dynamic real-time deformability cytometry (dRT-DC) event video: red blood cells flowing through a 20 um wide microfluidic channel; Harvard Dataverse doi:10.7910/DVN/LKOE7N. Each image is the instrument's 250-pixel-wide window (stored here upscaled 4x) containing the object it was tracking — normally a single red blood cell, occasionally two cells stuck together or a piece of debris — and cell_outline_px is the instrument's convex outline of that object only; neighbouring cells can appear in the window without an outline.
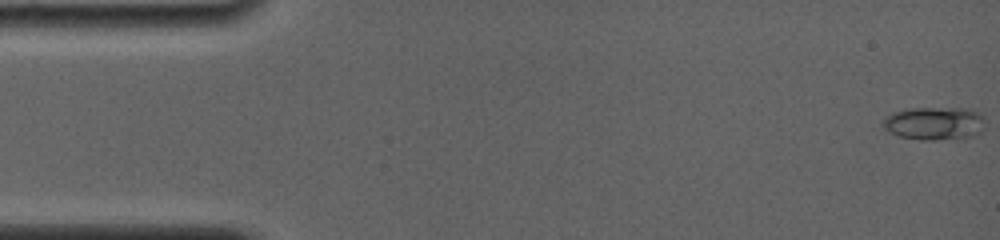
{"species": "common noctule bat (a hibernating species)", "species_latin": "Nyctalus noctula", "temperature_condition": "room temperature", "stored_images_in_passage": 42, "camera_frame_rate_fps": 4000, "um_per_image_px": 0.085, "animal": {"sex": "female", "body_mass_g": 19.0, "forearm_length_mm": 56.7}, "frame": {"image": 1, "passage_image": 1, "time_ms": 0.0, "image_size_px": [1000, 240], "cell_outline_px": [[984, 116], [980, 132], [972, 136], [936, 140], [920, 140], [900, 136], [888, 132], [884, 128], [880, 120], [892, 112], [908, 108], [964, 108], [976, 112]], "centroid_in_image_um": [79.34, 10.48], "position_along_channel_um": 5.7, "area_um2": 19.71}}
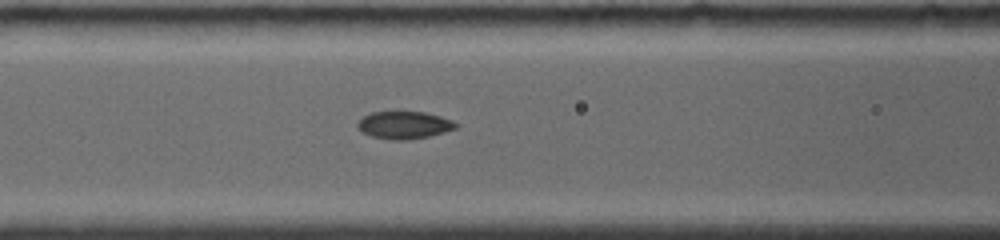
{"frame": {"image": 2, "passage_image": 20, "time_ms": 6.5, "image_size_px": [1000, 240], "cell_outline_px": [[460, 124], [456, 128], [444, 132], [428, 136], [408, 140], [392, 140], [372, 136], [356, 128], [356, 124], [364, 116], [372, 112], [424, 112], [440, 116], [452, 120]], "centroid_in_image_um": [34.37, 10.63], "position_along_channel_um": 132.2, "area_um2": 15.66}}
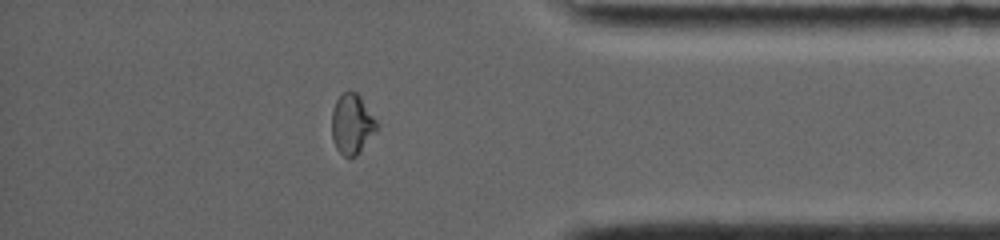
{"frame": {"image": 3, "passage_image": 37, "time_ms": 13.75, "image_size_px": [1000, 240], "cell_outline_px": [[376, 128], [356, 156], [344, 156], [336, 148], [332, 136], [332, 112], [336, 100], [344, 92], [356, 92], [360, 96], [376, 120]], "centroid_in_image_um": [29.88, 10.53], "position_along_channel_um": 405.3, "area_um2": 15.14}, "authors_computed_cell_mechanics": {"area_um2": 15.7216, "velocity_mm_per_s": 3.9141, "shape_relaxation_time_tau1_ms": 4.8214, "shape_relaxation_time_tau2_ms": 2.1723, "deformation_change_tau1": 0.1569, "deformation_change_tau2": 0.0469}}